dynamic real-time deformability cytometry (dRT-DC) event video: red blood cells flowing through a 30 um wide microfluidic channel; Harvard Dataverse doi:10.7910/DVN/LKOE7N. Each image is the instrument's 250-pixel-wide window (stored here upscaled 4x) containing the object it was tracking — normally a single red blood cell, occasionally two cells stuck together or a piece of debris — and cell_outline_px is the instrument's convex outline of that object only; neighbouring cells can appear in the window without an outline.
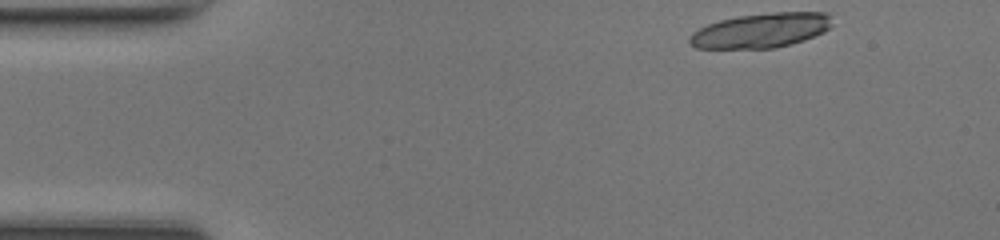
{"species": "common noctule bat (a hibernating species)", "species_latin": "Nyctalus noctula", "temperature_condition": "room temperature", "stored_images_in_passage": 12, "camera_frame_rate_fps": 3000, "um_per_image_px": 0.085, "animal": {"sex": "female", "body_mass_g": 17.0, "forearm_length_mm": 48.0}, "frame": {"image": 1, "passage_image": 1, "time_ms": 0.0, "image_size_px": [1000, 240], "cell_outline_px": [[832, 24], [824, 32], [804, 40], [776, 48], [696, 48], [688, 40], [692, 32], [708, 24], [720, 20], [740, 16], [772, 12], [828, 12], [832, 16]], "centroid_in_image_um": [64.72, 2.58], "position_along_channel_um": 20.3, "area_um2": 28.73}}